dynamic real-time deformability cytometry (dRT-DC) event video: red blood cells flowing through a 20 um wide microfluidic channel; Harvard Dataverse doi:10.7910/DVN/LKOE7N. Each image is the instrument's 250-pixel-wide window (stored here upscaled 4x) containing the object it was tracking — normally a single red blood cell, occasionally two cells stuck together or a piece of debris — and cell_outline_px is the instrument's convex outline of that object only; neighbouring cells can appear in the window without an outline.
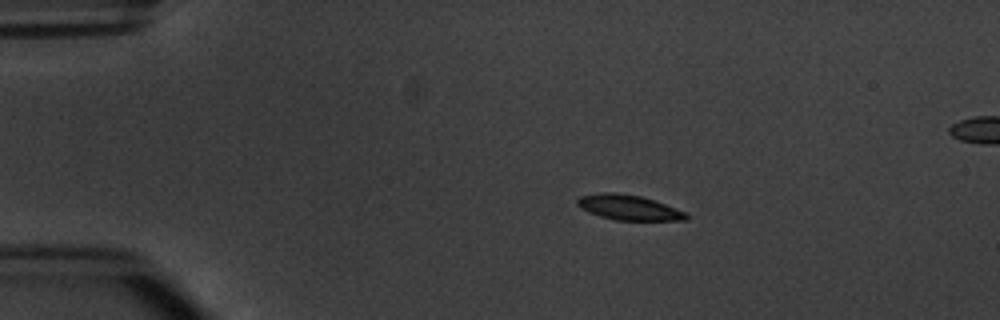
{"species": "common noctule bat (a hibernating species)", "species_latin": "Nyctalus noctula", "temperature_condition": "warm", "stored_images_in_passage": 6, "camera_frame_rate_fps": 3000, "um_per_image_px": 0.085, "animal": {"sex": "male", "body_mass_g": 20.1, "forearm_length_mm": 53.5}, "frame": {"image": 1, "passage_image": 2, "time_ms": 1.333, "image_size_px": [1000, 320], "cell_outline_px": [[688, 220], [616, 220], [600, 216], [588, 212], [580, 208], [576, 204], [576, 200], [580, 196], [604, 192], [616, 192], [640, 196], [688, 212]], "centroid_in_image_um": [53.43, 17.64], "position_along_channel_um": 31.6, "area_um2": 15.9}}